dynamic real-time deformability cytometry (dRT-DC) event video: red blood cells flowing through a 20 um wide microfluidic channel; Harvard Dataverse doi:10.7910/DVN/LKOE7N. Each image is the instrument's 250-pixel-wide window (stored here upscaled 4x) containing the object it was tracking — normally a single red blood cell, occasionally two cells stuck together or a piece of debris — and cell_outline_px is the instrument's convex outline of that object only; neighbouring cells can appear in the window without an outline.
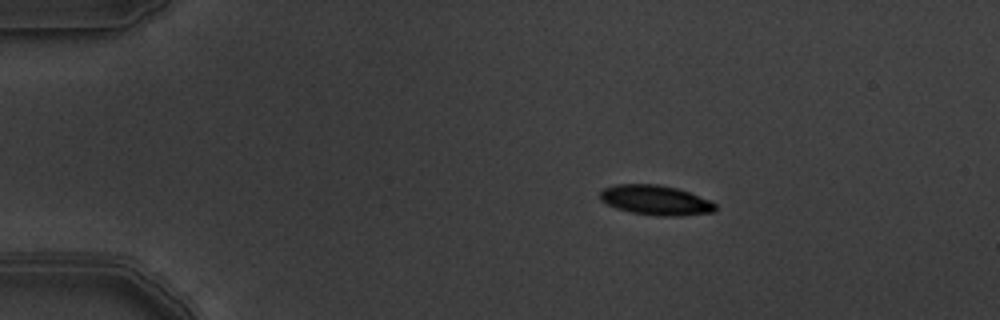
{"species": "common noctule bat (a hibernating species)", "species_latin": "Nyctalus noctula", "temperature_condition": "warm", "stored_images_in_passage": 9, "camera_frame_rate_fps": 3000, "um_per_image_px": 0.085, "animal": {"sex": "male", "body_mass_g": 19.5, "forearm_length_mm": 54.6}, "frame": {"image": 1, "passage_image": 4, "time_ms": 1.0, "image_size_px": [1000, 320], "cell_outline_px": [[716, 208], [712, 212], [680, 216], [656, 216], [632, 212], [616, 208], [600, 200], [600, 192], [604, 188], [616, 184], [656, 184], [676, 188], [688, 192], [708, 200], [716, 204]], "centroid_in_image_um": [55.7, 17.01], "position_along_channel_um": 29.3, "area_um2": 19.83}}
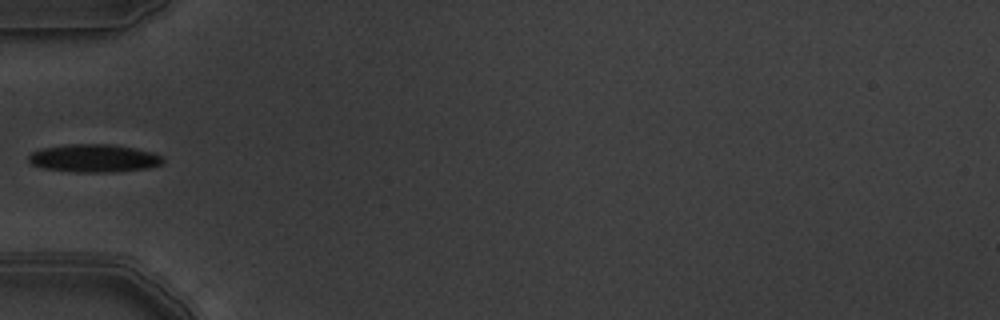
{"frame": {"image": 2, "passage_image": 7, "time_ms": 2.0, "image_size_px": [1000, 320], "cell_outline_px": [[164, 160], [160, 164], [148, 168], [116, 172], [76, 172], [40, 168], [32, 164], [28, 160], [28, 156], [32, 152], [44, 148], [68, 144], [112, 144], [136, 148], [152, 152], [160, 156]], "centroid_in_image_um": [7.98, 13.45], "position_along_channel_um": 77.0, "area_um2": 21.91}}